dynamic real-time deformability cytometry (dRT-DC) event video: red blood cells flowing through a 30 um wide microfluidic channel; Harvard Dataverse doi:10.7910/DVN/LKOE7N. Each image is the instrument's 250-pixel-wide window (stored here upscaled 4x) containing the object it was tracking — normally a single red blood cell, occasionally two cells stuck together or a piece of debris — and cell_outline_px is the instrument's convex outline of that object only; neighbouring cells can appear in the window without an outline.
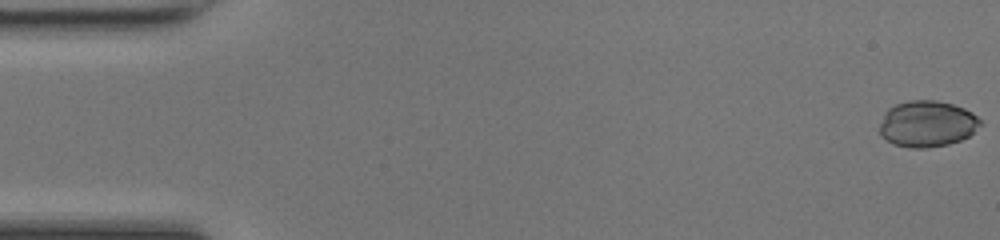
{"species": "common noctule bat (a hibernating species)", "species_latin": "Nyctalus noctula", "temperature_condition": "room temperature", "stored_images_in_passage": 49, "camera_frame_rate_fps": 3000, "um_per_image_px": 0.085, "animal": {"sex": "female", "body_mass_g": 17.0, "forearm_length_mm": 48.0}, "frame": {"image": 1, "passage_image": 1, "time_ms": 0.0, "image_size_px": [1000, 240], "cell_outline_px": [[984, 124], [968, 136], [960, 140], [948, 144], [924, 148], [908, 148], [892, 144], [880, 136], [880, 124], [884, 112], [888, 108], [896, 104], [908, 100], [936, 100], [952, 104], [964, 108], [972, 112]], "centroid_in_image_um": [78.79, 10.52], "position_along_channel_um": 6.2, "area_um2": 27.4}}
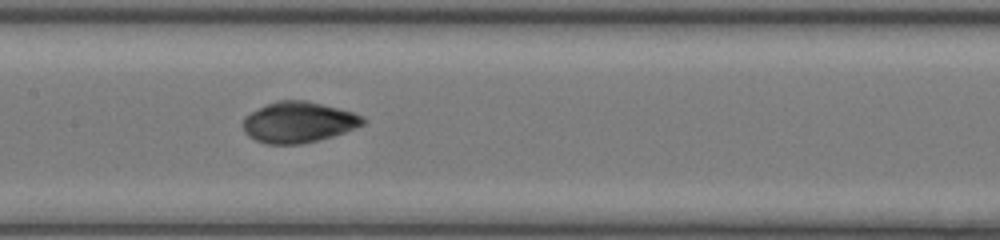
{"frame": {"image": 2, "passage_image": 24, "time_ms": 7.667, "image_size_px": [1000, 240], "cell_outline_px": [[368, 120], [364, 124], [344, 132], [332, 136], [300, 144], [268, 144], [256, 140], [248, 136], [244, 132], [244, 116], [276, 100], [304, 100], [352, 112], [364, 116]], "centroid_in_image_um": [25.37, 10.39], "position_along_channel_um": 182.0, "area_um2": 28.21}}
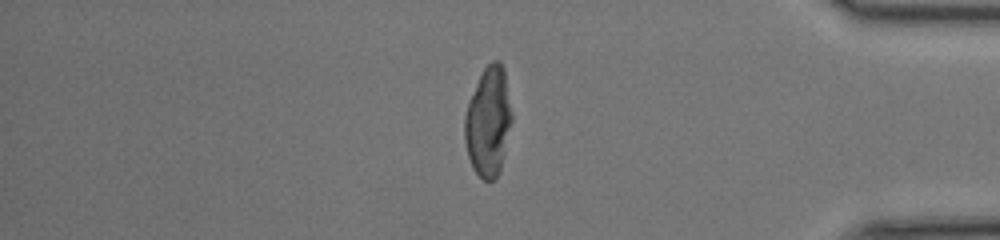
{"frame": {"image": 3, "passage_image": 41, "time_ms": 13.333, "image_size_px": [1000, 240], "cell_outline_px": [[512, 120], [500, 168], [496, 180], [484, 180], [472, 168], [468, 156], [464, 140], [464, 116], [468, 104], [476, 84], [484, 68], [492, 60], [500, 60], [504, 68], [512, 112]], "centroid_in_image_um": [41.5, 10.33], "position_along_channel_um": 393.7, "area_um2": 29.94}, "authors_computed_cell_mechanics": {"area_um2": 28.5532, "velocity_mm_per_s": 4.2991, "shape_relaxation_time_tau1_ms": 6.2883, "shape_relaxation_time_tau2_ms": 1.0783, "deformation_change_tau1": 0.1683, "deformation_change_tau2": 0.0298}}